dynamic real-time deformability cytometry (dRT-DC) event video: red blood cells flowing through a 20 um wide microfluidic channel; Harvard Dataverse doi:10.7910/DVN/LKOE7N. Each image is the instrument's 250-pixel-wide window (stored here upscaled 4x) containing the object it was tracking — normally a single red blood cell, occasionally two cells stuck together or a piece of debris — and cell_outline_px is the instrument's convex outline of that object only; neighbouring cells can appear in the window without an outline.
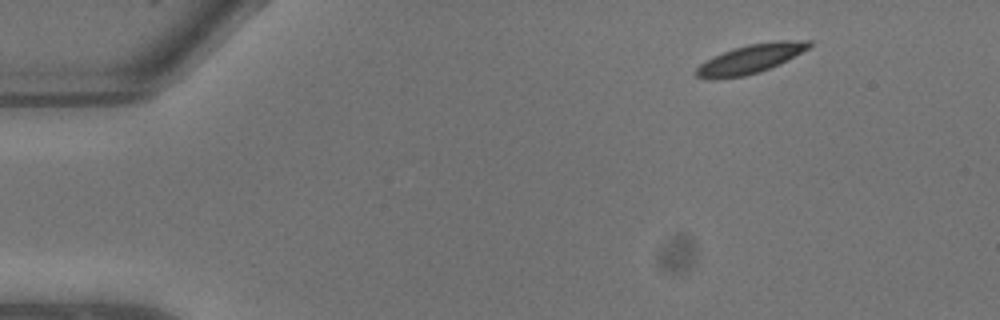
{"species": "common noctule bat (a hibernating species)", "species_latin": "Nyctalus noctula", "temperature_condition": "warm", "stored_images_in_passage": 4, "camera_frame_rate_fps": 3000, "um_per_image_px": 0.085, "animal": {"sex": "male", "body_mass_g": 13.3}, "frame": {"image": 1, "passage_image": 1, "time_ms": 0.0, "image_size_px": [1000, 320], "cell_outline_px": [[812, 44], [808, 48], [760, 72], [744, 76], [712, 80], [696, 76], [696, 68], [700, 64], [724, 52], [748, 44], [780, 40], [812, 40]], "centroid_in_image_um": [63.76, 5.01], "position_along_channel_um": 21.2, "area_um2": 18.5}}